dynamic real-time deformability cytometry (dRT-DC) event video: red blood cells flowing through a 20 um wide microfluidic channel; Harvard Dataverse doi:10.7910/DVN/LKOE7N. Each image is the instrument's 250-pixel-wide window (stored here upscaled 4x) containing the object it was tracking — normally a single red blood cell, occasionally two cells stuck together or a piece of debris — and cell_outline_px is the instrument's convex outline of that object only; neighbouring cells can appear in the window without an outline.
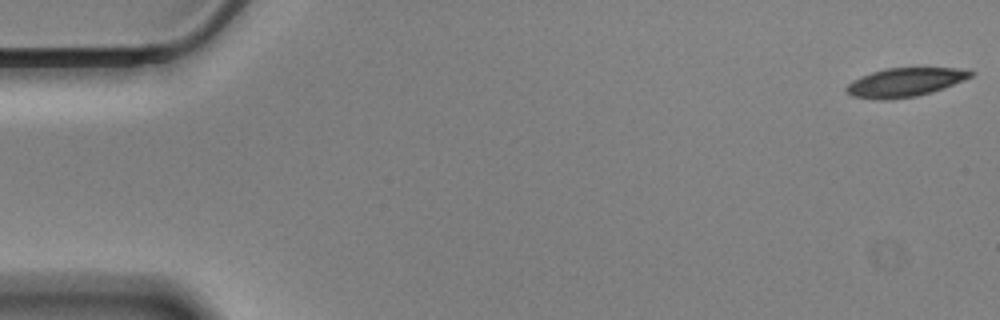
{"species": "Egyptian fruit bat (a non-hibernating species)", "species_latin": "Rousettus aegyptiacus", "temperature_condition": "cold", "stored_images_in_passage": 52, "camera_frame_rate_fps": 3000, "um_per_image_px": 0.085, "animal": {"sex": "male"}, "frame": {"image": 1, "passage_image": 1, "time_ms": 0.0, "image_size_px": [1000, 320], "cell_outline_px": [[976, 72], [972, 76], [964, 80], [944, 88], [932, 92], [916, 96], [888, 100], [880, 100], [852, 96], [844, 88], [852, 80], [860, 76], [884, 68], [960, 68]], "centroid_in_image_um": [76.92, 6.99], "position_along_channel_um": 8.1, "area_um2": 20.92}}
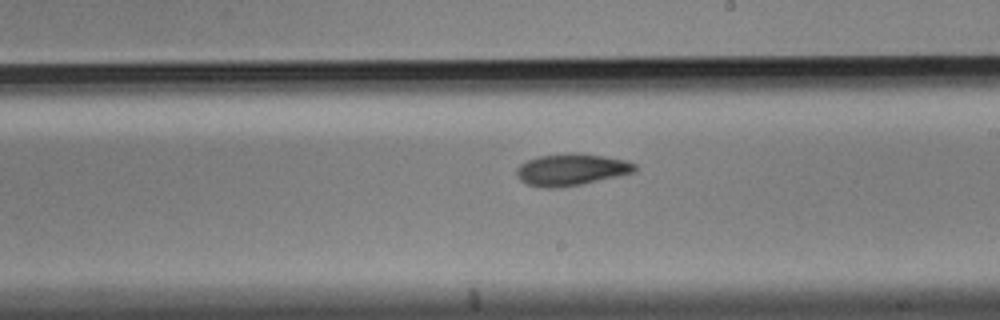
{"frame": {"image": 2, "passage_image": 33, "time_ms": 10.667, "image_size_px": [1000, 320], "cell_outline_px": [[636, 172], [620, 176], [580, 184], [556, 188], [544, 188], [528, 184], [520, 180], [516, 176], [516, 168], [520, 164], [528, 160], [540, 156], [568, 152], [576, 152], [604, 156], [628, 160], [636, 164]], "centroid_in_image_um": [48.58, 14.4], "position_along_channel_um": 240.4, "area_um2": 22.14}}
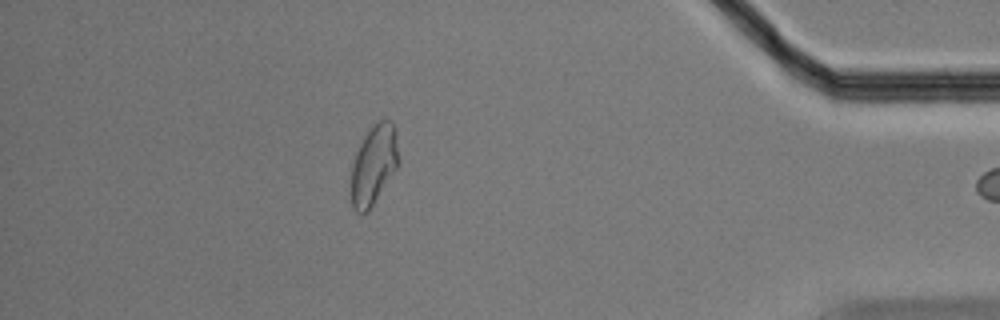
{"frame": {"image": 3, "passage_image": 51, "time_ms": 16.667, "image_size_px": [1000, 320], "cell_outline_px": [[400, 160], [396, 168], [368, 212], [356, 212], [352, 204], [352, 164], [356, 152], [364, 136], [380, 120], [392, 120]], "centroid_in_image_um": [31.77, 14.02], "position_along_channel_um": 403.4, "area_um2": 21.39}}